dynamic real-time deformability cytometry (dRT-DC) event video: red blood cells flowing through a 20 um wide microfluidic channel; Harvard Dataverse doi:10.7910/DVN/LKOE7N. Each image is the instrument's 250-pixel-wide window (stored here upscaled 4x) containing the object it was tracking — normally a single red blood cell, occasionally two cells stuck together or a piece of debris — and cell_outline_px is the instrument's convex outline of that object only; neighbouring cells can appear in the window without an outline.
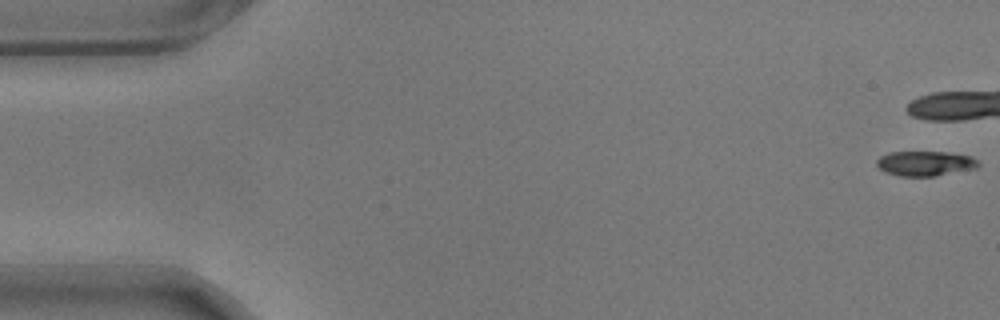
{"species": "common noctule bat (a hibernating species)", "species_latin": "Nyctalus noctula", "temperature_condition": "warm", "stored_images_in_passage": 10, "camera_frame_rate_fps": 3000, "um_per_image_px": 0.085, "animal": {"sex": "male", "body_mass_g": 17.9}, "frame": {"image": 1, "passage_image": 1, "time_ms": 0.0, "image_size_px": [1000, 320], "cell_outline_px": [[980, 164], [976, 168], [936, 176], [900, 176], [884, 172], [876, 164], [876, 160], [880, 156], [888, 152], [948, 152], [968, 156], [976, 160]], "centroid_in_image_um": [78.6, 13.89], "position_along_channel_um": 6.4, "area_um2": 14.68}}